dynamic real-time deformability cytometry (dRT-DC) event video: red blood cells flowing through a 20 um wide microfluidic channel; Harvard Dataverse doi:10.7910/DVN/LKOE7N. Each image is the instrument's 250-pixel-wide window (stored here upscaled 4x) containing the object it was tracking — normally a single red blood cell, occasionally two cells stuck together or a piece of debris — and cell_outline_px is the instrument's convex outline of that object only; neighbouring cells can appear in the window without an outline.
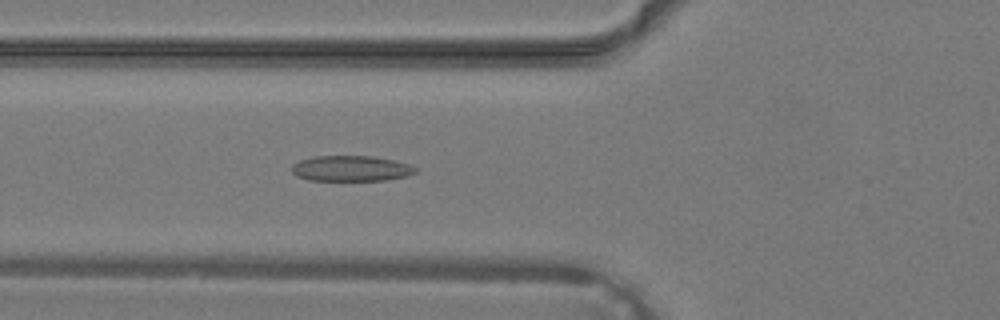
{"species": "common noctule bat (a hibernating species)", "species_latin": "Nyctalus noctula", "temperature_condition": "warm", "stored_images_in_passage": 25, "camera_frame_rate_fps": 3000, "um_per_image_px": 0.085, "animal": {"sex": "male", "body_mass_g": 19.2, "forearm_length_mm": 51.8}, "frame": {"image": 1, "passage_image": 8, "time_ms": 2.333, "image_size_px": [1000, 320], "cell_outline_px": [[416, 172], [404, 176], [384, 180], [308, 180], [296, 176], [292, 172], [292, 164], [300, 160], [312, 156], [372, 156], [392, 160], [408, 164], [416, 168]], "centroid_in_image_um": [29.77, 14.31], "position_along_channel_um": 96.0, "area_um2": 18.26}}
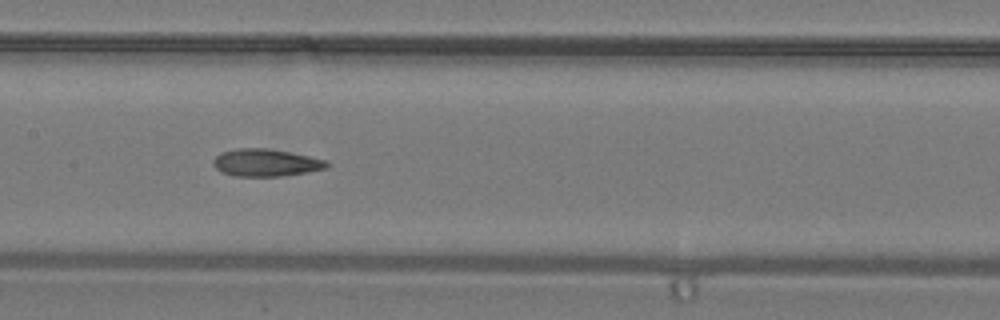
{"frame": {"image": 2, "passage_image": 13, "time_ms": 4.0, "image_size_px": [1000, 320], "cell_outline_px": [[332, 164], [328, 168], [308, 172], [280, 176], [232, 176], [220, 172], [212, 164], [212, 160], [220, 152], [236, 148], [268, 148], [328, 160]], "centroid_in_image_um": [22.59, 13.83], "position_along_channel_um": 184.8, "area_um2": 18.38}}
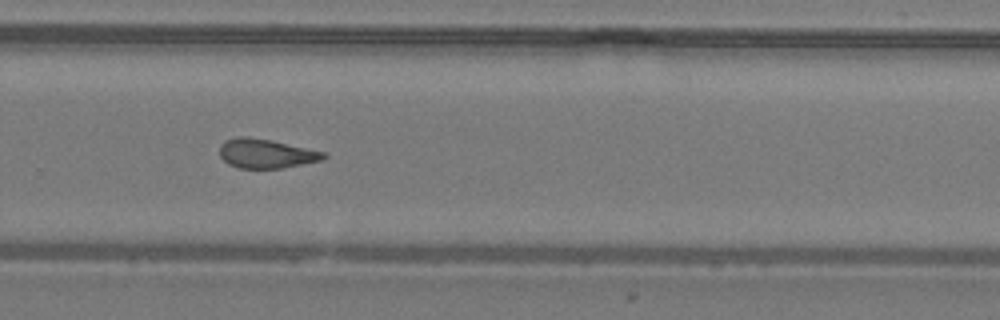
{"frame": {"image": 3, "passage_image": 20, "time_ms": 6.333, "image_size_px": [1000, 320], "cell_outline_px": [[328, 156], [320, 160], [280, 168], [240, 168], [228, 164], [220, 156], [220, 144], [224, 140], [236, 136], [248, 136], [272, 140], [324, 152]], "centroid_in_image_um": [22.56, 13.03], "position_along_channel_um": 307.2, "area_um2": 17.63}}